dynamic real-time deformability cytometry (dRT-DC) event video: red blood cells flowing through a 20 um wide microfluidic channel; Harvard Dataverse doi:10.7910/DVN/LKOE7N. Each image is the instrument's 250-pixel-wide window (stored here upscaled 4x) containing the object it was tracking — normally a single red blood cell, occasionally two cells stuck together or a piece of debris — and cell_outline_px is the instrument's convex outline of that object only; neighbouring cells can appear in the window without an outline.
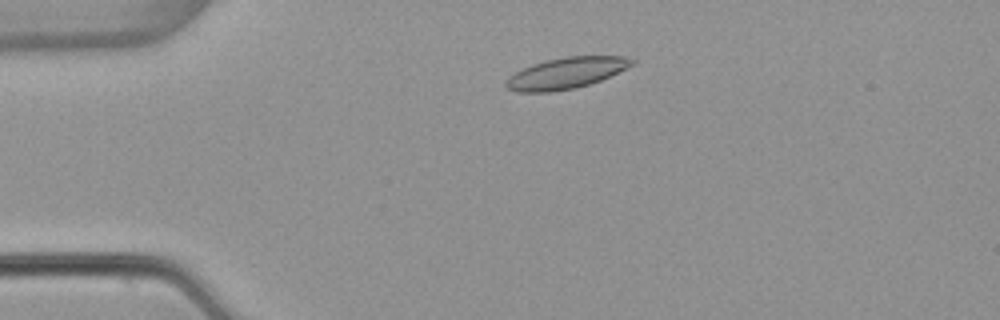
{"species": "common noctule bat (a hibernating species)", "species_latin": "Nyctalus noctula", "temperature_condition": "warm", "stored_images_in_passage": 50, "camera_frame_rate_fps": 3000, "um_per_image_px": 0.085, "animal": {"sex": "female", "body_mass_g": 22.7, "forearm_length_mm": 54.2}, "frame": {"image": 1, "passage_image": 8, "time_ms": 2.333, "image_size_px": [1000, 320], "cell_outline_px": [[636, 64], [628, 68], [600, 80], [576, 88], [552, 92], [516, 92], [508, 88], [504, 84], [508, 76], [532, 64], [544, 60], [564, 56], [624, 56], [636, 60]], "centroid_in_image_um": [48.13, 6.2], "position_along_channel_um": 36.9, "area_um2": 23.06}}
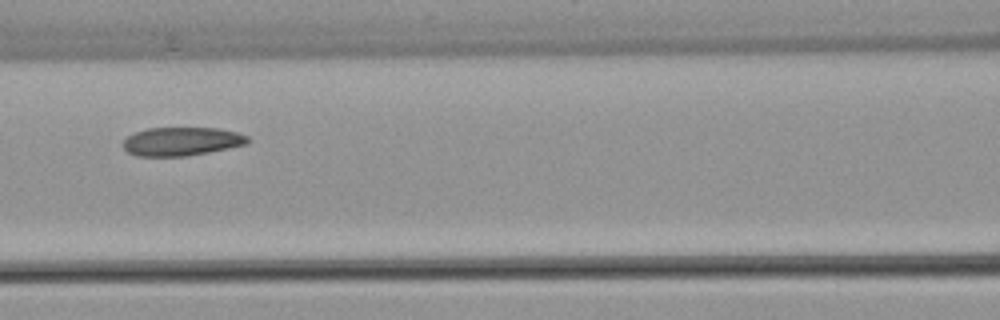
{"frame": {"image": 2, "passage_image": 20, "time_ms": 6.333, "image_size_px": [1000, 320], "cell_outline_px": [[252, 140], [248, 144], [188, 156], [136, 156], [128, 152], [124, 148], [124, 140], [128, 136], [136, 132], [148, 128], [216, 128], [236, 132], [248, 136]], "centroid_in_image_um": [15.47, 12.02], "position_along_channel_um": 151.1, "area_um2": 20.69}}
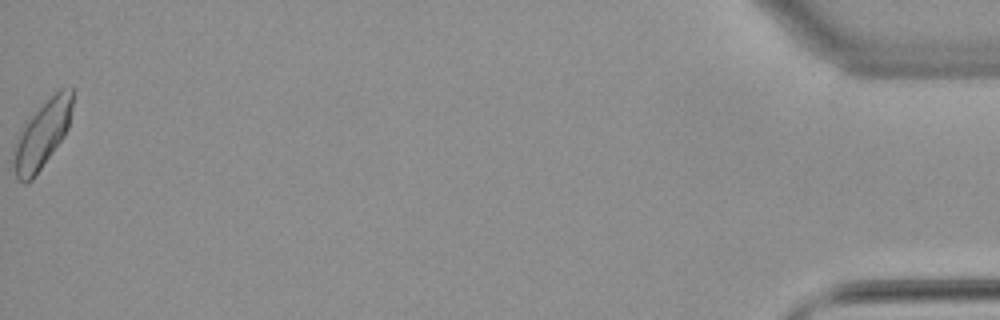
{"frame": {"image": 3, "passage_image": 50, "time_ms": 16.333, "image_size_px": [1000, 320], "cell_outline_px": [[72, 104], [68, 128], [64, 136], [32, 180], [24, 184], [16, 180], [12, 164], [12, 152], [20, 128], [24, 120], [60, 88], [72, 88]], "centroid_in_image_um": [3.51, 11.47], "position_along_channel_um": 431.7, "area_um2": 23.35}, "authors_computed_cell_mechanics": {"area_um2": 21.7039, "velocity_mm_per_s": 3.8101, "shape_relaxation_time_tau1_ms": 9.3822, "shape_relaxation_time_tau2_ms": 2.6594, "deformation_change_tau1": 0.1713, "deformation_change_tau2": 0.0965}}